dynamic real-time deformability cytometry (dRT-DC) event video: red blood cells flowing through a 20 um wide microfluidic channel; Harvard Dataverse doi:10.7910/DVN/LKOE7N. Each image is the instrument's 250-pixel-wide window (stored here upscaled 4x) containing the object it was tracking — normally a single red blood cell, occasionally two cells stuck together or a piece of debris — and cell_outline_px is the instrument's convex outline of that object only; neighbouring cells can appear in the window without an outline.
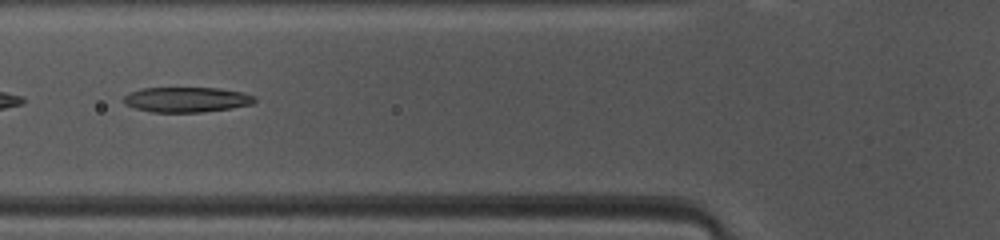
{"species": "common noctule bat (a hibernating species)", "species_latin": "Nyctalus noctula", "temperature_condition": "warm", "stored_images_in_passage": 41, "camera_frame_rate_fps": 3000, "um_per_image_px": 0.085, "animal": {"sex": "female", "body_mass_g": 10.0, "forearm_length_mm": 53.1}, "frame": {"image": 1, "passage_image": 12, "time_ms": 3.667, "image_size_px": [1000, 240], "cell_outline_px": [[256, 100], [252, 104], [232, 108], [200, 112], [152, 112], [136, 108], [124, 104], [124, 96], [140, 88], [220, 88], [244, 92], [252, 96]], "centroid_in_image_um": [15.87, 8.46], "position_along_channel_um": 109.9, "area_um2": 19.07}}
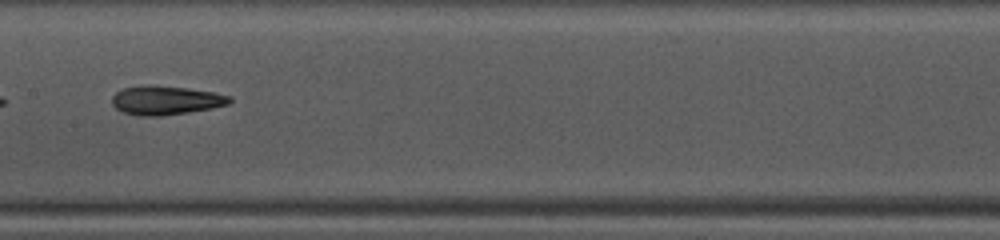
{"frame": {"image": 2, "passage_image": 18, "time_ms": 5.667, "image_size_px": [1000, 240], "cell_outline_px": [[232, 100], [228, 104], [212, 108], [188, 112], [160, 116], [136, 116], [124, 112], [116, 108], [112, 104], [112, 96], [116, 92], [124, 88], [188, 88], [212, 92], [232, 96]], "centroid_in_image_um": [14.13, 8.58], "position_along_channel_um": 193.3, "area_um2": 18.96}}
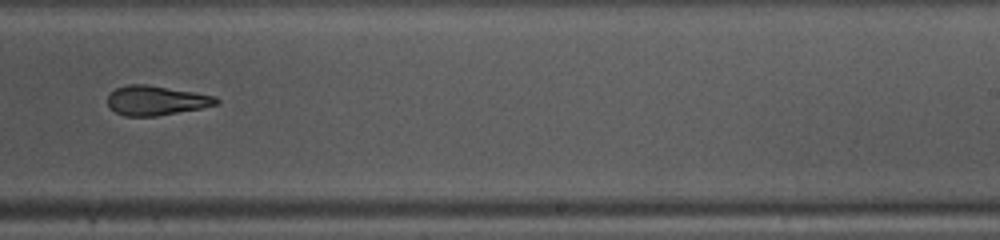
{"frame": {"image": 3, "passage_image": 24, "time_ms": 7.667, "image_size_px": [1000, 240], "cell_outline_px": [[220, 104], [200, 108], [156, 116], [124, 116], [116, 112], [108, 104], [108, 96], [116, 88], [128, 84], [144, 84], [216, 96], [220, 100]], "centroid_in_image_um": [13.28, 8.54], "position_along_channel_um": 275.7, "area_um2": 18.44}, "authors_computed_cell_mechanics": {"area_um2": 19.9988, "velocity_mm_per_s": 4.1443, "shape_relaxation_time_tau1_ms": null, "shape_relaxation_time_tau2_ms": 4.6848, "deformation_change_tau1": null, "deformation_change_tau2": 0.1445}}